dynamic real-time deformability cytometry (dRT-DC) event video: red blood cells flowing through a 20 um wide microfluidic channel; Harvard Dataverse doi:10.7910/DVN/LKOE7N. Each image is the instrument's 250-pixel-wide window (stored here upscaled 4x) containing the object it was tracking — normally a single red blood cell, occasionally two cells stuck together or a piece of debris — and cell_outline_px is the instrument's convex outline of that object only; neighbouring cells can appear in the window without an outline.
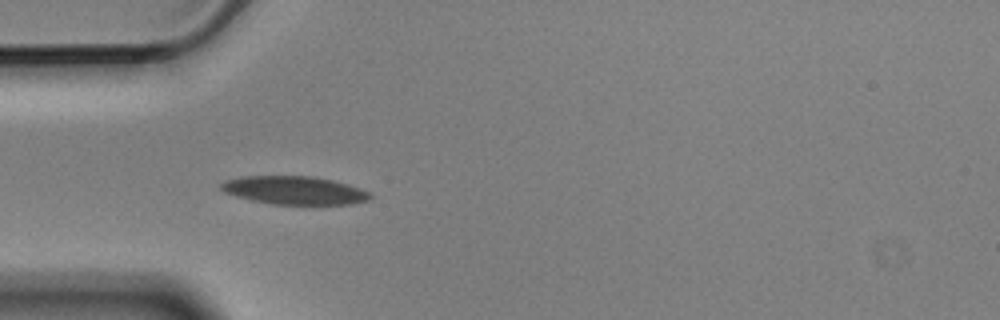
{"species": "Egyptian fruit bat (a non-hibernating species)", "species_latin": "Rousettus aegyptiacus", "temperature_condition": "cold", "stored_images_in_passage": 2, "camera_frame_rate_fps": 3000, "um_per_image_px": 0.085, "animal": {"sex": "male"}, "frame": {"image": 1, "passage_image": 1, "time_ms": 0.0, "image_size_px": [1000, 320], "cell_outline_px": [[372, 196], [368, 200], [352, 204], [272, 204], [252, 200], [236, 196], [224, 192], [220, 188], [220, 184], [224, 180], [240, 176], [312, 176], [332, 180], [348, 184], [368, 192]], "centroid_in_image_um": [24.98, 16.17], "position_along_channel_um": 60.0, "area_um2": 24.45}}
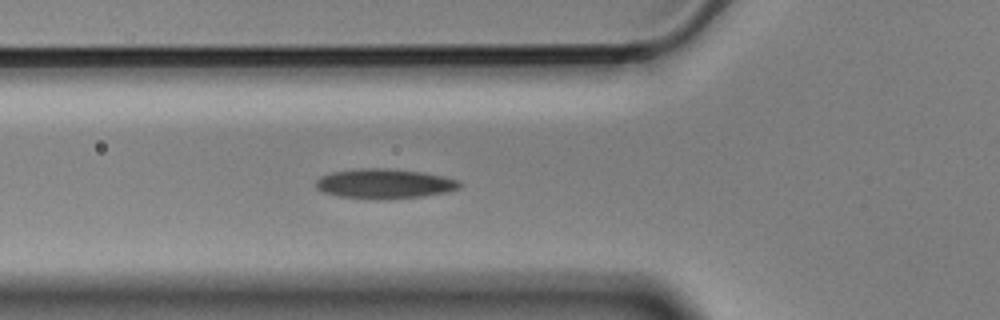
{"frame": {"image": 2, "passage_image": 2, "time_ms": 0.333, "image_size_px": [1000, 320], "cell_outline_px": [[460, 188], [448, 192], [424, 196], [388, 200], [376, 200], [336, 196], [324, 192], [316, 188], [316, 180], [320, 176], [332, 172], [360, 168], [388, 168], [420, 172], [460, 180]], "centroid_in_image_um": [32.66, 15.63], "position_along_channel_um": 93.1, "area_um2": 25.2}}